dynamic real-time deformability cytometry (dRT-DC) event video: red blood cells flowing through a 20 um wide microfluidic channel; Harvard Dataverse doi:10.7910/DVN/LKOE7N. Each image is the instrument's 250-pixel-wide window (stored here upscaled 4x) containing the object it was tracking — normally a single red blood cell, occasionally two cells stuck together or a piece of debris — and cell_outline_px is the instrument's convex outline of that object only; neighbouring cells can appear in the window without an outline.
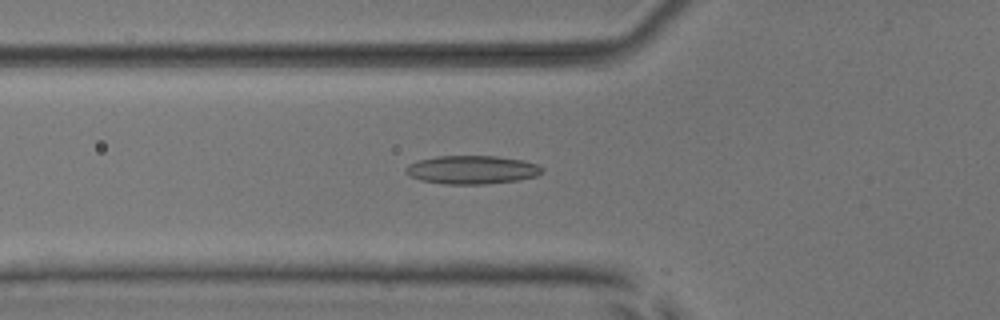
{"species": "common noctule bat (a hibernating species)", "species_latin": "Nyctalus noctula", "temperature_condition": "room temperature", "stored_images_in_passage": 5, "camera_frame_rate_fps": 3000, "um_per_image_px": 0.085, "animal": {"sex": "male", "body_mass_g": 17.9, "forearm_length_mm": 54.2}, "frame": {"image": 1, "passage_image": 4, "time_ms": 1.0, "image_size_px": [1000, 320], "cell_outline_px": [[544, 172], [536, 176], [520, 180], [484, 184], [444, 184], [420, 180], [404, 172], [404, 168], [408, 164], [420, 160], [436, 156], [496, 156], [524, 160], [536, 164], [544, 168]], "centroid_in_image_um": [40.14, 14.43], "position_along_channel_um": 85.7, "area_um2": 22.72}}